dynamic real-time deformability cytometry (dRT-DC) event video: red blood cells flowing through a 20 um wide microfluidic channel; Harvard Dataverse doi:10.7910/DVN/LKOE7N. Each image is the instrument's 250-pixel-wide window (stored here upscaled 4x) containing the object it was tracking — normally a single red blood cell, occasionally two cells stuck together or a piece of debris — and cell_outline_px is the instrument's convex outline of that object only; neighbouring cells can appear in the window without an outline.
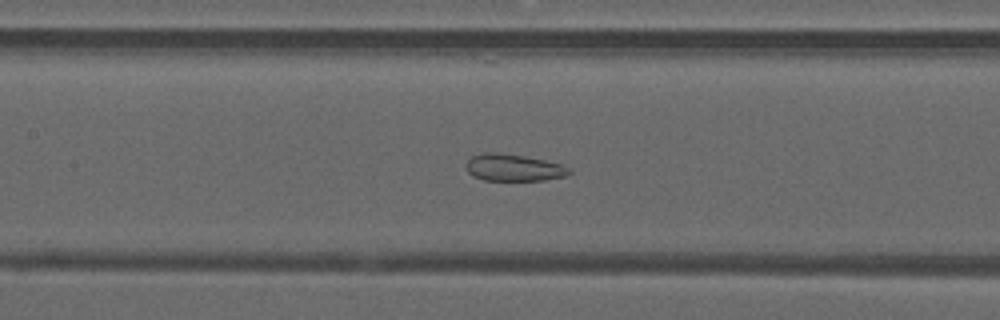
{"species": "common noctule bat (a hibernating species)", "species_latin": "Nyctalus noctula", "temperature_condition": "warm", "stored_images_in_passage": 49, "camera_frame_rate_fps": 3000, "um_per_image_px": 0.085, "animal": {"sex": "male", "forearm_length_mm": 52.5}, "frame": {"image": 1, "passage_image": 23, "time_ms": 7.333, "image_size_px": [1000, 320], "cell_outline_px": [[572, 172], [568, 176], [544, 180], [484, 180], [472, 176], [468, 172], [464, 164], [472, 156], [484, 152], [496, 152], [524, 156], [544, 160], [560, 164], [568, 168]], "centroid_in_image_um": [43.63, 14.25], "position_along_channel_um": 163.8, "area_um2": 16.24}}
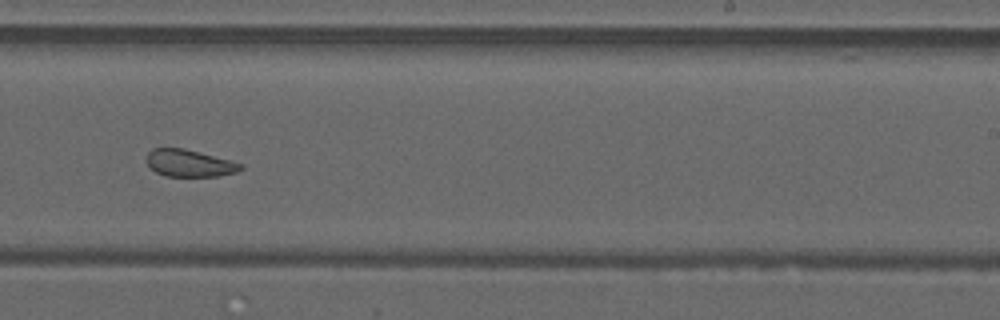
{"frame": {"image": 2, "passage_image": 31, "time_ms": 10.0, "image_size_px": [1000, 320], "cell_outline_px": [[244, 168], [236, 172], [216, 176], [164, 176], [156, 172], [144, 160], [148, 152], [152, 148], [184, 148], [244, 164]], "centroid_in_image_um": [16.07, 13.87], "position_along_channel_um": 272.9, "area_um2": 14.85}}
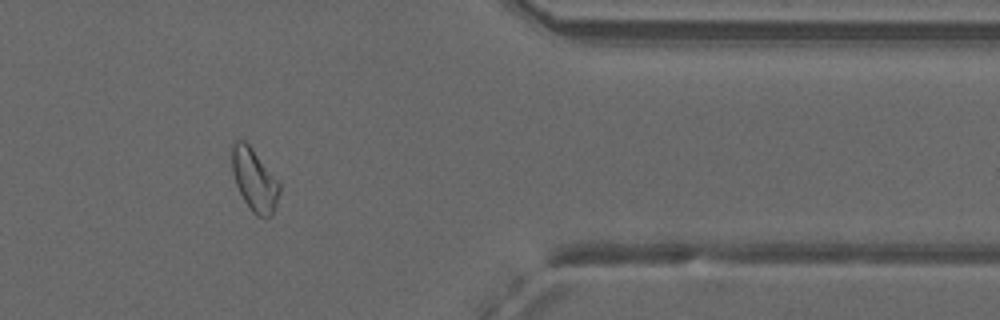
{"frame": {"image": 3, "passage_image": 41, "time_ms": 13.333, "image_size_px": [1000, 320], "cell_outline_px": [[280, 192], [272, 212], [268, 216], [256, 216], [252, 212], [244, 200], [236, 184], [232, 172], [232, 144], [236, 140], [244, 140], [252, 148], [280, 184]], "centroid_in_image_um": [21.6, 15.27], "position_along_channel_um": 389.8, "area_um2": 16.82}, "authors_computed_cell_mechanics": {"area_um2": 19.363, "velocity_mm_per_s": 4.1174, "shape_relaxation_time_tau1_ms": null, "shape_relaxation_time_tau2_ms": 1.324, "deformation_change_tau1": null, "deformation_change_tau2": 0.0811}}